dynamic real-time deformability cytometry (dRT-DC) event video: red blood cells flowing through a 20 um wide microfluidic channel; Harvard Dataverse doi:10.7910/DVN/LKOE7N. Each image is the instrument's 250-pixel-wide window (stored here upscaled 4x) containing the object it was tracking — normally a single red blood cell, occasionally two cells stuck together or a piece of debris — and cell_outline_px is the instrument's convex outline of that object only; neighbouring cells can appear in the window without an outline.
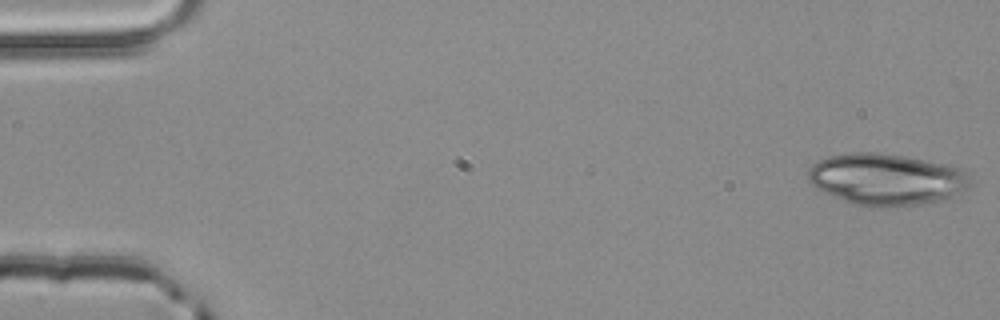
{"species": "common noctule bat (a hibernating species)", "species_latin": "Nyctalus noctula", "temperature_condition": "room temperature", "stored_images_in_passage": 52, "camera_frame_rate_fps": 3000, "um_per_image_px": 0.085, "animal": {"sex": "male", "body_mass_g": 20.4}, "frame": {"image": 1, "passage_image": 1, "time_ms": 0.0, "image_size_px": [1000, 320], "cell_outline_px": [[968, 188], [964, 192], [948, 200], [920, 204], [876, 208], [872, 208], [856, 204], [844, 200], [824, 192], [816, 188], [808, 180], [808, 172], [812, 164], [828, 156], [852, 152], [880, 152], [904, 156], [948, 164], [960, 168], [968, 172]], "centroid_in_image_um": [75.38, 15.25], "position_along_channel_um": 9.6, "area_um2": 49.19}}
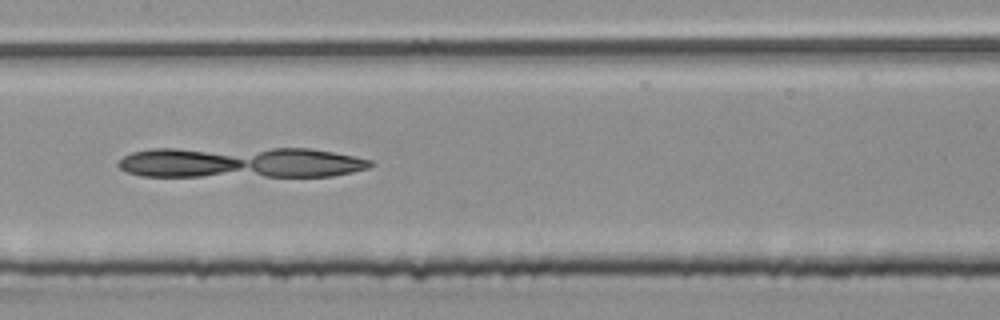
{"frame": {"image": 2, "passage_image": 26, "time_ms": 8.333, "image_size_px": [1000, 320], "cell_outline_px": [[376, 164], [368, 168], [352, 172], [332, 176], [140, 176], [128, 172], [120, 168], [116, 164], [116, 160], [132, 152], [152, 148], [308, 148], [356, 156], [372, 160]], "centroid_in_image_um": [20.44, 13.8], "position_along_channel_um": 187.0, "area_um2": 46.07}}
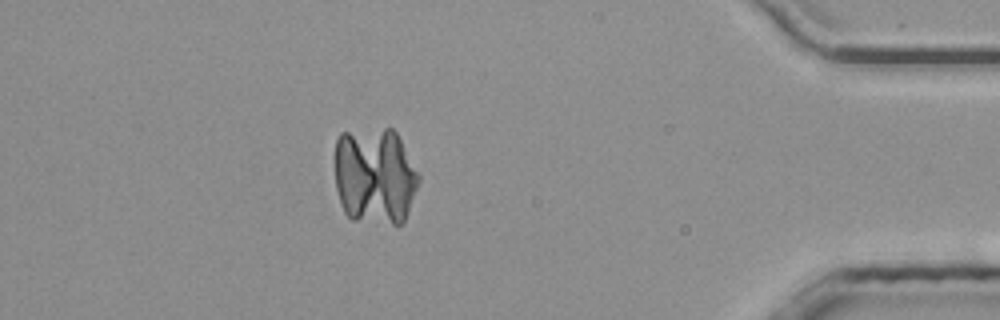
{"frame": {"image": 3, "passage_image": 46, "time_ms": 15.0, "image_size_px": [1000, 320], "cell_outline_px": [[420, 180], [404, 224], [392, 224], [352, 220], [344, 212], [340, 204], [336, 188], [336, 140], [340, 132], [384, 128], [392, 128], [396, 132], [420, 176]], "centroid_in_image_um": [31.86, 14.98], "position_along_channel_um": 403.3, "area_um2": 47.97}}